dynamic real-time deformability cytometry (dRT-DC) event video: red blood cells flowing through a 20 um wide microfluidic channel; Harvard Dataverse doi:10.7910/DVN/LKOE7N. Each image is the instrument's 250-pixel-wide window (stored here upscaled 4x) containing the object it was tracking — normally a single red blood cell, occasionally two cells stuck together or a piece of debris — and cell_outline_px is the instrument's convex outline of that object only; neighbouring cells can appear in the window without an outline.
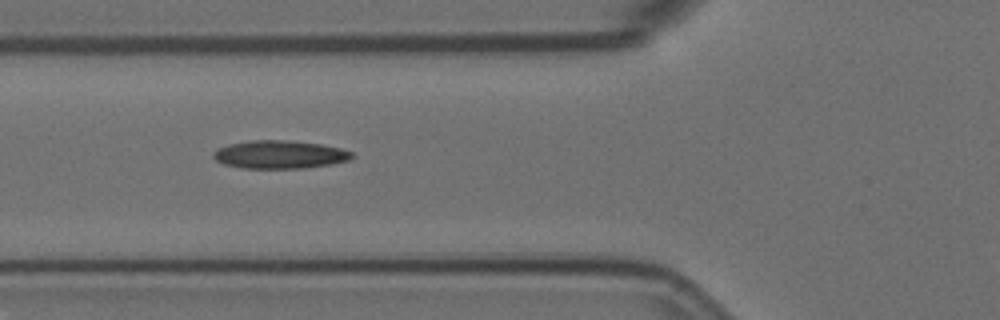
{"species": "Egyptian fruit bat (a non-hibernating species)", "species_latin": "Rousettus aegyptiacus", "temperature_condition": "room temperature", "stored_images_in_passage": 6, "camera_frame_rate_fps": 3000, "um_per_image_px": 0.085, "animal": {"sex": "female"}, "frame": {"image": 1, "passage_image": 6, "time_ms": 1.667, "image_size_px": [1000, 320], "cell_outline_px": [[356, 156], [348, 160], [332, 164], [304, 168], [240, 168], [224, 164], [216, 160], [212, 156], [212, 152], [216, 148], [228, 144], [252, 140], [284, 140], [320, 144], [340, 148], [352, 152]], "centroid_in_image_um": [23.75, 13.14], "position_along_channel_um": 102.1, "area_um2": 22.77}}